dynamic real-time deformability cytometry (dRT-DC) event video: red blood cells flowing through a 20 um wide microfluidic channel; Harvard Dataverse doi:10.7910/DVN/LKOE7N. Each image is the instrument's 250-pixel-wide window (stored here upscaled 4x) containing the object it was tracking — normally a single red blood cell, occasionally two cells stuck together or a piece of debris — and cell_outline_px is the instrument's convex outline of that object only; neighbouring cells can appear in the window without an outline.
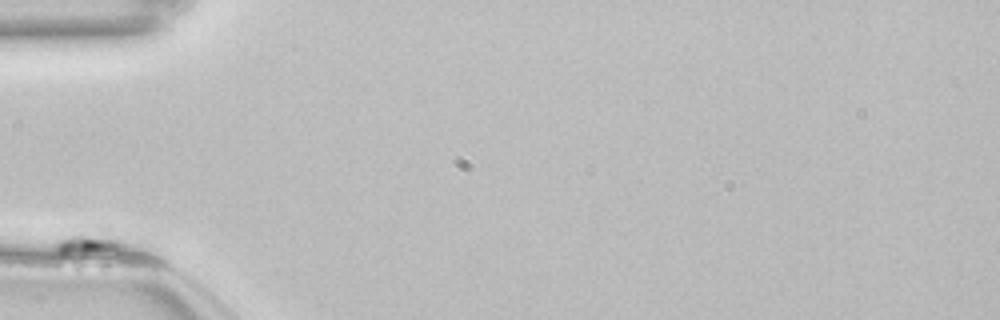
{"species": "common noctule bat (a hibernating species)", "species_latin": "Nyctalus noctula", "temperature_condition": "room temperature", "stored_images_in_passage": 8, "camera_frame_rate_fps": 3000, "um_per_image_px": 0.085, "animal": {"sex": "female", "body_mass_g": 22.7, "forearm_length_mm": 54.2}, "frame": {"image": 1, "passage_image": 1, "time_ms": 0.0, "image_size_px": [1000, 320], "cell_outline_px": [[116, 248], [60, 256], [56, 252], [56, 244], [60, 240], [84, 220], [92, 220], [108, 224], [116, 244]], "centroid_in_image_um": [7.36, 20.31], "position_along_channel_um": 77.6, "area_um2": 10.52}}